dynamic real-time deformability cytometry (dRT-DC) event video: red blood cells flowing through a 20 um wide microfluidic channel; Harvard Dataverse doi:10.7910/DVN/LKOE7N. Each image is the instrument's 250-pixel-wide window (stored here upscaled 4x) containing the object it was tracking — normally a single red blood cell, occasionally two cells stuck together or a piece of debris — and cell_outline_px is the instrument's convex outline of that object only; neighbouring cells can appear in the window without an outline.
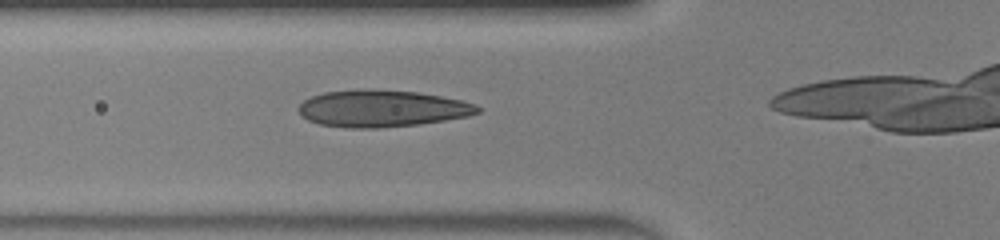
{"species": "human", "species_latin": "Homo sapiens", "temperature_condition": "warm", "stored_images_in_passage": 31, "camera_frame_rate_fps": 3000, "um_per_image_px": 0.085, "donor": {"sex": "male"}, "frame": {"image": 1, "passage_image": 10, "time_ms": 3.0, "image_size_px": [1000, 240], "cell_outline_px": [[480, 112], [468, 116], [444, 120], [416, 124], [380, 128], [344, 128], [320, 124], [308, 120], [300, 116], [296, 108], [304, 100], [312, 96], [324, 92], [360, 88], [372, 88], [416, 92], [464, 100], [476, 104], [480, 108]], "centroid_in_image_um": [32.43, 9.21], "position_along_channel_um": 93.4, "area_um2": 38.9}}
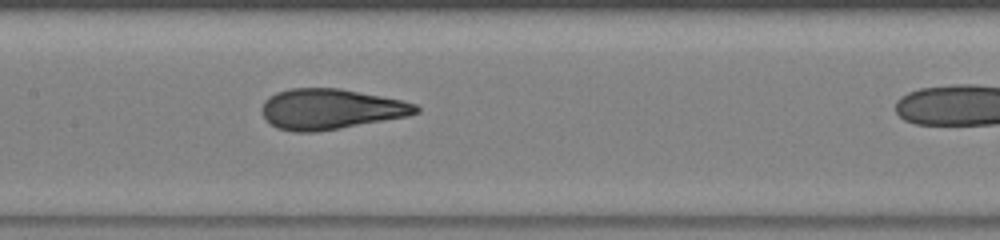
{"frame": {"image": 2, "passage_image": 16, "time_ms": 5.0, "image_size_px": [1000, 240], "cell_outline_px": [[420, 112], [408, 116], [340, 128], [316, 132], [292, 132], [276, 128], [264, 116], [264, 100], [268, 96], [276, 92], [288, 88], [340, 88], [400, 100], [416, 104], [420, 108]], "centroid_in_image_um": [28.1, 9.27], "position_along_channel_um": 179.3, "area_um2": 36.13}}
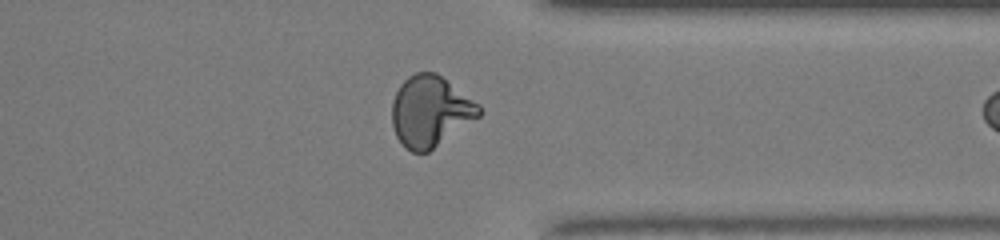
{"frame": {"image": 3, "passage_image": 30, "time_ms": 9.667, "image_size_px": [1000, 240], "cell_outline_px": [[484, 112], [480, 116], [428, 152], [412, 152], [404, 148], [396, 136], [392, 124], [392, 100], [400, 84], [408, 76], [416, 72], [436, 72], [480, 104]], "centroid_in_image_um": [36.58, 9.45], "position_along_channel_um": 374.8, "area_um2": 36.13}}